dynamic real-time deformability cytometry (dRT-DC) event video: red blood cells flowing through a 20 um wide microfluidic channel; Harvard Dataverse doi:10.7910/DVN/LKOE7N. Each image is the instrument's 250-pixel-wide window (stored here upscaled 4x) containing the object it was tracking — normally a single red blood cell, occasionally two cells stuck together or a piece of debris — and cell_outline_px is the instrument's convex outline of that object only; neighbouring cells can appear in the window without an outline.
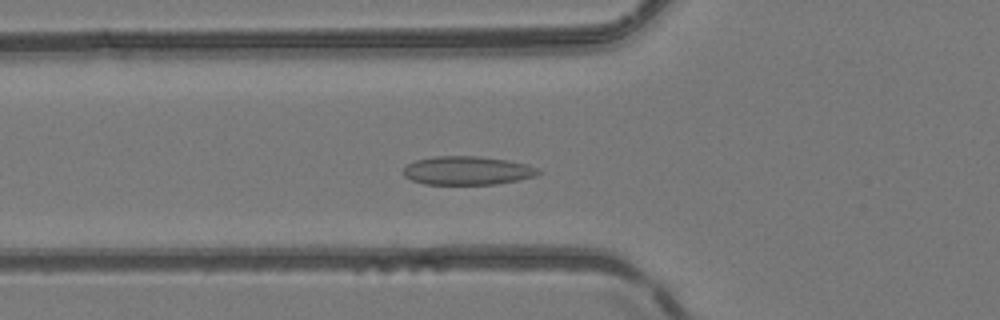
{"species": "common noctule bat (a hibernating species)", "species_latin": "Nyctalus noctula", "temperature_condition": "room temperature", "stored_images_in_passage": 30, "camera_frame_rate_fps": 3000, "um_per_image_px": 0.085, "animal": {"sex": "female", "body_mass_g": 24.6, "forearm_length_mm": 56.2}, "frame": {"image": 1, "passage_image": 7, "time_ms": 2.0, "image_size_px": [1000, 320], "cell_outline_px": [[544, 172], [536, 176], [520, 180], [496, 184], [424, 184], [412, 180], [404, 176], [404, 168], [408, 164], [416, 160], [436, 156], [480, 156], [508, 160], [528, 164]], "centroid_in_image_um": [39.78, 14.5], "position_along_channel_um": 86.0, "area_um2": 22.6}}
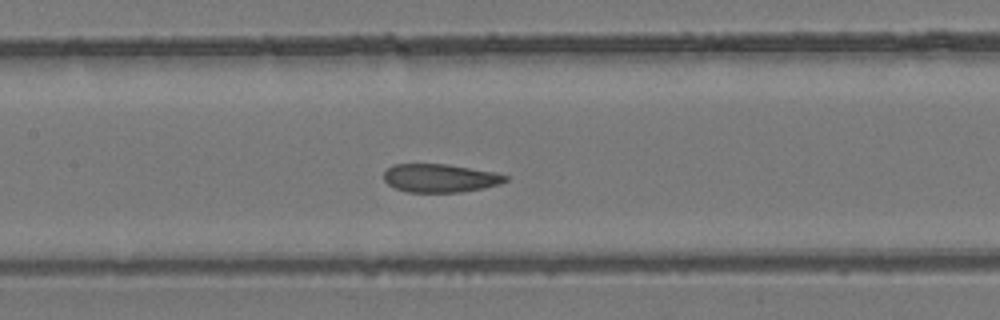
{"frame": {"image": 2, "passage_image": 13, "time_ms": 4.0, "image_size_px": [1000, 320], "cell_outline_px": [[508, 180], [500, 184], [484, 188], [460, 192], [408, 192], [396, 188], [388, 184], [384, 180], [384, 172], [392, 164], [448, 164], [496, 172], [508, 176]], "centroid_in_image_um": [37.43, 15.13], "position_along_channel_um": 170.0, "area_um2": 20.17}}
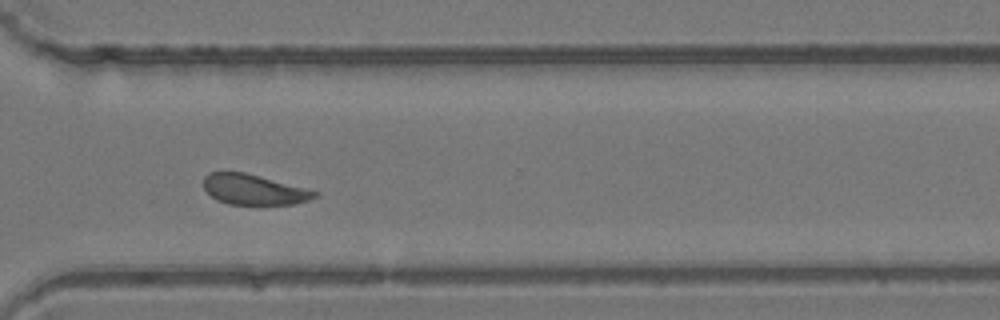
{"frame": {"image": 3, "passage_image": 26, "time_ms": 8.333, "image_size_px": [1000, 320], "cell_outline_px": [[320, 192], [316, 196], [308, 200], [296, 204], [228, 204], [216, 200], [204, 188], [204, 176], [208, 172], [244, 172], [260, 176]], "centroid_in_image_um": [21.56, 16.11], "position_along_channel_um": 349.0, "area_um2": 19.48}, "authors_computed_cell_mechanics": {"area_um2": 21.3282, "velocity_mm_per_s": 4.1477, "shape_relaxation_time_tau1_ms": 5.0837, "shape_relaxation_time_tau2_ms": 2.007, "deformation_change_tau1": 0.1136, "deformation_change_tau2": 0.0683}}